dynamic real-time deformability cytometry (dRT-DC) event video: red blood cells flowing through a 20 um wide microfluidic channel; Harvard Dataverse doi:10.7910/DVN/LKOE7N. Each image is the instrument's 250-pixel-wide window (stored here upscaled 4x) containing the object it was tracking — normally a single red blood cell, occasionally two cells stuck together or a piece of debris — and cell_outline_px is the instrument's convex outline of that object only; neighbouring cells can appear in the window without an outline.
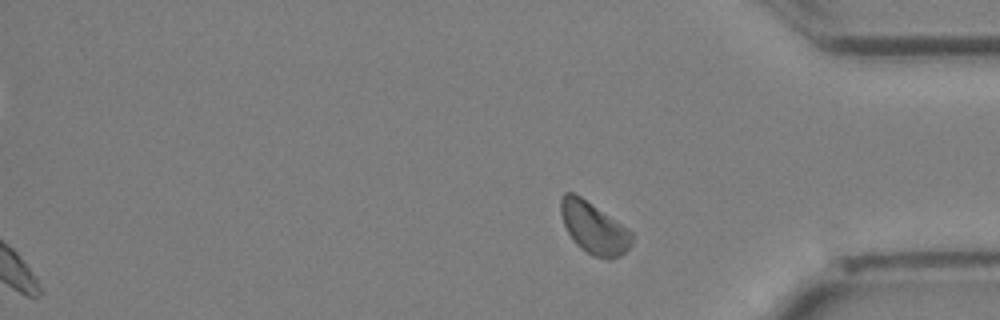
{"species": "Egyptian fruit bat (a non-hibernating species)", "species_latin": "Rousettus aegyptiacus", "temperature_condition": "cold", "stored_images_in_passage": 27, "camera_frame_rate_fps": 3000, "um_per_image_px": 0.085, "animal": {"sex": "female"}, "frame": {"image": 1, "passage_image": 27, "time_ms": 8.667, "image_size_px": [1000, 320], "cell_outline_px": [[632, 244], [620, 256], [612, 260], [608, 260], [592, 256], [580, 248], [576, 244], [568, 232], [564, 224], [560, 212], [560, 200], [564, 192], [572, 192], [580, 196], [628, 228], [632, 232]], "centroid_in_image_um": [50.48, 19.4], "position_along_channel_um": 384.7, "area_um2": 21.39}}